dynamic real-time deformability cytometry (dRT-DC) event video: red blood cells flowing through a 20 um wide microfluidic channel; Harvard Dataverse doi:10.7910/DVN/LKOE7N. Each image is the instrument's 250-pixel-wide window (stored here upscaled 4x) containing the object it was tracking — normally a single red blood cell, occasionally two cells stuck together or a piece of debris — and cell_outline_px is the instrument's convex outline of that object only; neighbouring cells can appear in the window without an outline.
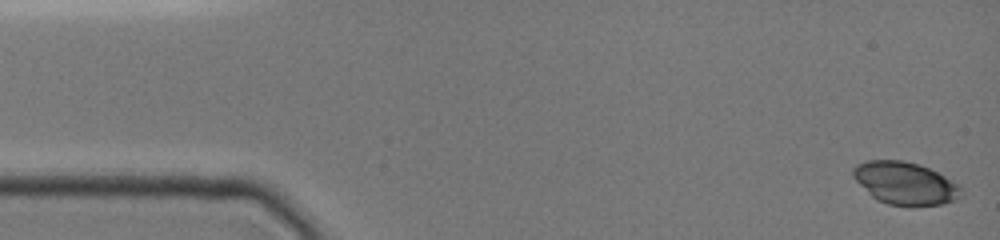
{"species": "common noctule bat (a hibernating species)", "species_latin": "Nyctalus noctula", "temperature_condition": "cold", "stored_images_in_passage": 48, "camera_frame_rate_fps": 3000, "um_per_image_px": 0.085, "animal": {"sex": "female", "body_mass_g": 19.0, "forearm_length_mm": 51.5}, "frame": {"image": 1, "passage_image": 1, "time_ms": 0.0, "image_size_px": [1000, 240], "cell_outline_px": [[964, 196], [956, 200], [944, 204], [912, 208], [888, 204], [872, 196], [852, 176], [852, 168], [856, 164], [868, 160], [900, 160], [920, 164], [960, 184], [964, 188]], "centroid_in_image_um": [77.01, 15.61], "position_along_channel_um": 8.0, "area_um2": 27.4}}